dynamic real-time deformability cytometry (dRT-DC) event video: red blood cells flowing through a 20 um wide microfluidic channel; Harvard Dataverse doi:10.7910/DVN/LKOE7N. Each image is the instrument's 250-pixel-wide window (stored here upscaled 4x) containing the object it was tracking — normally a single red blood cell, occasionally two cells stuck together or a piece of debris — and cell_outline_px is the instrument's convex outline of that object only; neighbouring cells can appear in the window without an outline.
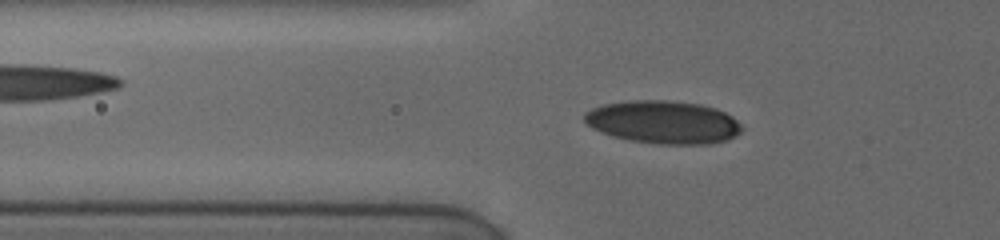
{"species": "human", "species_latin": "Homo sapiens", "temperature_condition": "cold", "stored_images_in_passage": 13, "camera_frame_rate_fps": 3000, "um_per_image_px": 0.085, "donor": {"sex": "female"}, "frame": {"image": 1, "passage_image": 3, "time_ms": 0.333, "image_size_px": [1000, 240], "cell_outline_px": [[740, 132], [728, 140], [708, 144], [656, 144], [632, 140], [616, 136], [592, 128], [584, 120], [584, 116], [592, 108], [604, 104], [632, 100], [668, 100], [700, 104], [716, 108], [732, 116], [740, 124]], "centroid_in_image_um": [56.41, 10.38], "position_along_channel_um": 69.4, "area_um2": 39.02}}
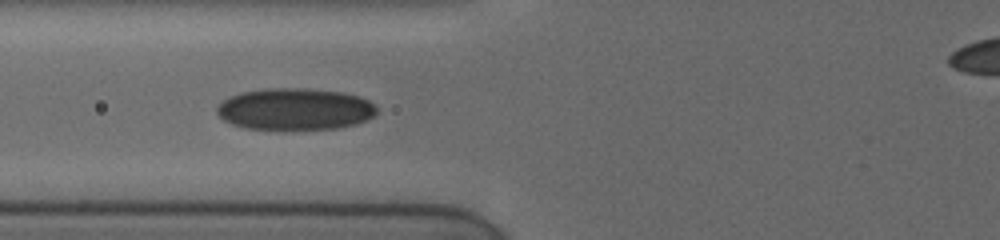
{"frame": {"image": 2, "passage_image": 9, "time_ms": 1.333, "image_size_px": [1000, 240], "cell_outline_px": [[376, 112], [372, 116], [356, 124], [336, 128], [284, 132], [244, 128], [232, 124], [224, 120], [216, 112], [216, 108], [228, 96], [240, 92], [264, 88], [308, 88], [344, 92], [360, 96], [368, 100], [376, 108]], "centroid_in_image_um": [25.03, 9.3], "position_along_channel_um": 100.8, "area_um2": 39.94}}